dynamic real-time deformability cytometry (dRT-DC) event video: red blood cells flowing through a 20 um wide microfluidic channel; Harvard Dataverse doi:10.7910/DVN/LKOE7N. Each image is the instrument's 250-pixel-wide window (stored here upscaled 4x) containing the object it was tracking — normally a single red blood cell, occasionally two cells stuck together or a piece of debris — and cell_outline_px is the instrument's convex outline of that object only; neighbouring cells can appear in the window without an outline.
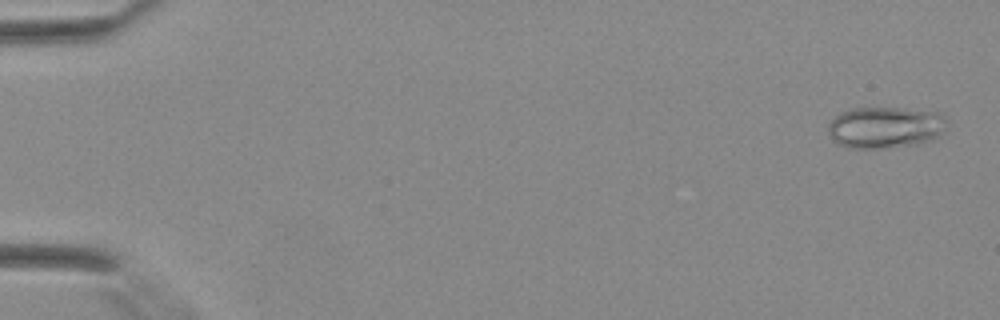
{"species": "Egyptian fruit bat (a non-hibernating species)", "species_latin": "Rousettus aegyptiacus", "temperature_condition": "warm", "stored_images_in_passage": 42, "camera_frame_rate_fps": 3000, "um_per_image_px": 0.085, "animal": {"sex": "female"}, "frame": {"image": 1, "passage_image": 2, "time_ms": 0.333, "image_size_px": [1000, 320], "cell_outline_px": [[948, 120], [944, 132], [940, 136], [932, 140], [916, 144], [884, 148], [848, 148], [836, 144], [832, 140], [828, 132], [828, 124], [840, 112], [852, 108], [904, 108], [944, 112]], "centroid_in_image_um": [75.29, 10.82], "position_along_channel_um": 9.7, "area_um2": 29.36}}
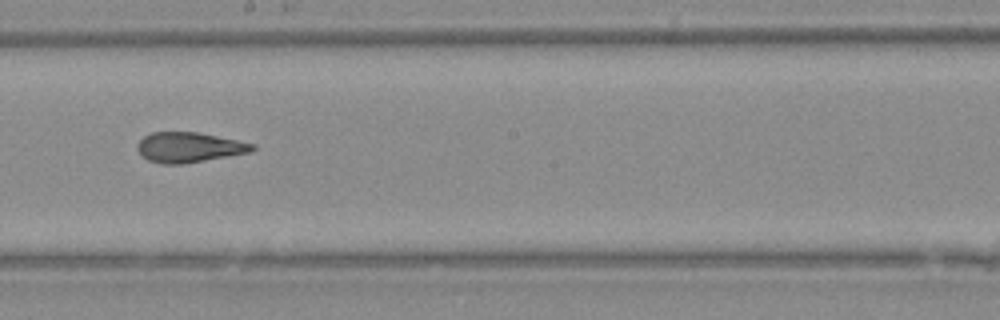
{"frame": {"image": 2, "passage_image": 25, "time_ms": 8.0, "image_size_px": [1000, 320], "cell_outline_px": [[256, 148], [252, 152], [180, 164], [164, 164], [148, 160], [136, 148], [136, 144], [144, 136], [152, 132], [196, 132], [256, 144]], "centroid_in_image_um": [16.07, 12.52], "position_along_channel_um": 232.1, "area_um2": 19.94}}
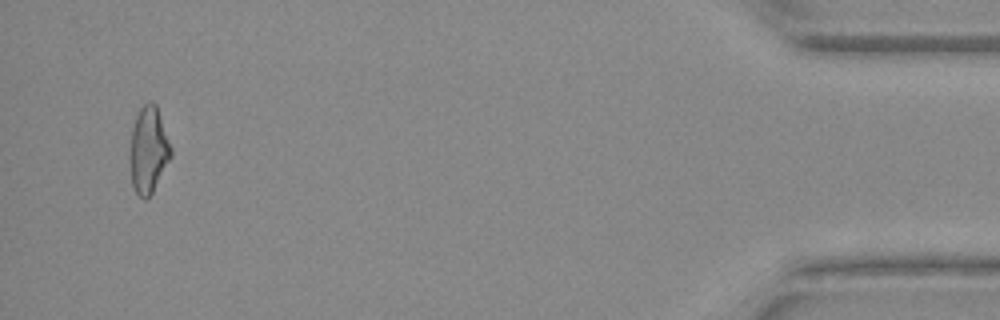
{"frame": {"image": 3, "passage_image": 41, "time_ms": 13.333, "image_size_px": [1000, 320], "cell_outline_px": [[172, 156], [152, 192], [144, 200], [136, 192], [132, 184], [128, 160], [128, 156], [132, 128], [136, 116], [140, 108], [148, 100], [152, 100], [156, 104], [172, 148]], "centroid_in_image_um": [12.6, 12.72], "position_along_channel_um": 422.6, "area_um2": 20.92}}